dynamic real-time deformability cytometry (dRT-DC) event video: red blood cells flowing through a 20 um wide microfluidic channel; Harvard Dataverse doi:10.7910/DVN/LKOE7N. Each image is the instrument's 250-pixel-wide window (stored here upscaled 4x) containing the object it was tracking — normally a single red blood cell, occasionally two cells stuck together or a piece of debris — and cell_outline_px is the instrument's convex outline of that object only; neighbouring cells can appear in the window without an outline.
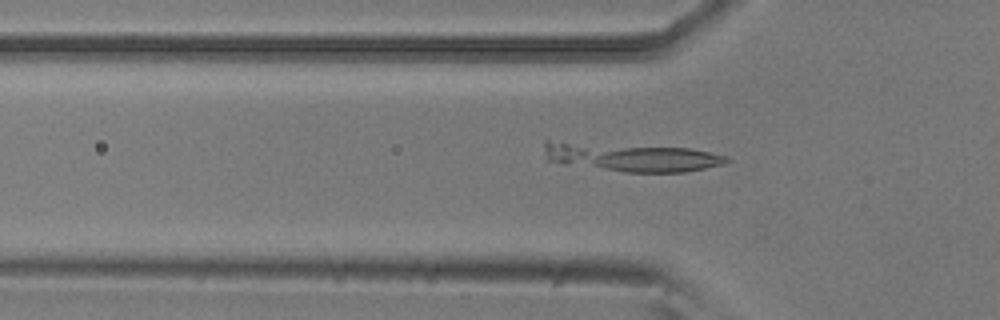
{"species": "common noctule bat (a hibernating species)", "species_latin": "Nyctalus noctula", "temperature_condition": "room temperature", "stored_images_in_passage": 48, "camera_frame_rate_fps": 3000, "um_per_image_px": 0.085, "animal": {"sex": "male", "body_mass_g": 20.5, "forearm_length_mm": 52.5}, "frame": {"image": 1, "passage_image": 12, "time_ms": 3.667, "image_size_px": [1000, 320], "cell_outline_px": [[732, 160], [724, 164], [684, 172], [624, 172], [564, 164], [548, 160], [544, 152], [544, 140], [548, 140], [688, 148], [728, 156]], "centroid_in_image_um": [53.62, 13.35], "position_along_channel_um": 72.2, "area_um2": 30.35}}
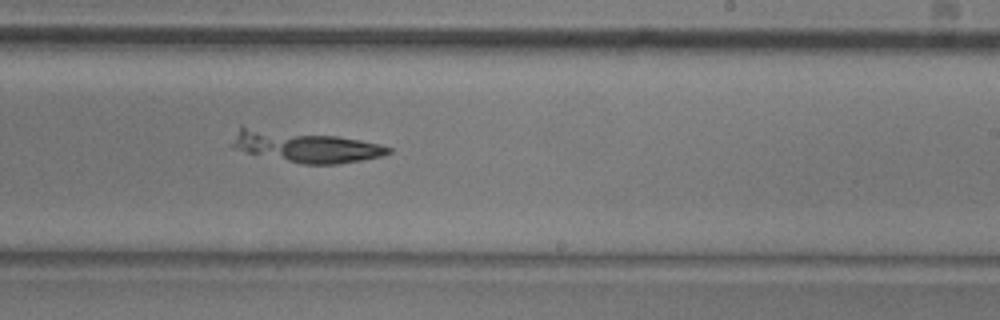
{"frame": {"image": 2, "passage_image": 27, "time_ms": 8.667, "image_size_px": [1000, 320], "cell_outline_px": [[392, 152], [380, 156], [360, 160], [336, 164], [304, 164], [248, 152], [232, 148], [228, 144], [240, 128], [244, 124], [336, 136], [360, 140], [380, 144], [392, 148]], "centroid_in_image_um": [25.86, 12.41], "position_along_channel_um": 263.1, "area_um2": 28.73}}
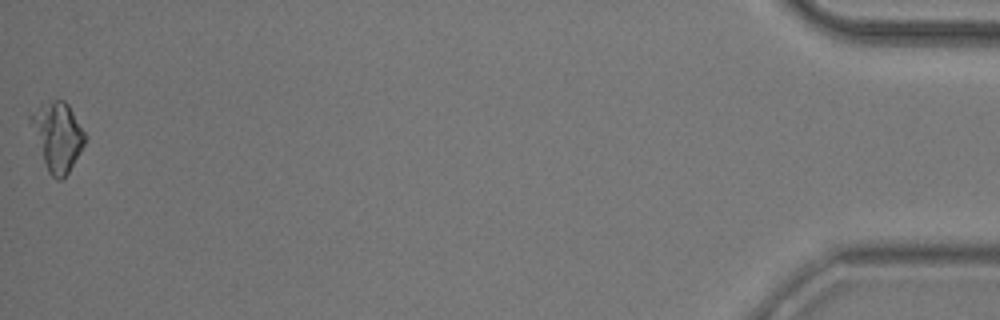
{"frame": {"image": 3, "passage_image": 48, "time_ms": 15.667, "image_size_px": [1000, 320], "cell_outline_px": [[88, 136], [80, 152], [68, 172], [60, 180], [56, 180], [48, 172], [28, 116], [28, 112], [40, 100], [64, 100], [68, 104]], "centroid_in_image_um": [4.87, 11.5], "position_along_channel_um": 430.3, "area_um2": 21.91}}